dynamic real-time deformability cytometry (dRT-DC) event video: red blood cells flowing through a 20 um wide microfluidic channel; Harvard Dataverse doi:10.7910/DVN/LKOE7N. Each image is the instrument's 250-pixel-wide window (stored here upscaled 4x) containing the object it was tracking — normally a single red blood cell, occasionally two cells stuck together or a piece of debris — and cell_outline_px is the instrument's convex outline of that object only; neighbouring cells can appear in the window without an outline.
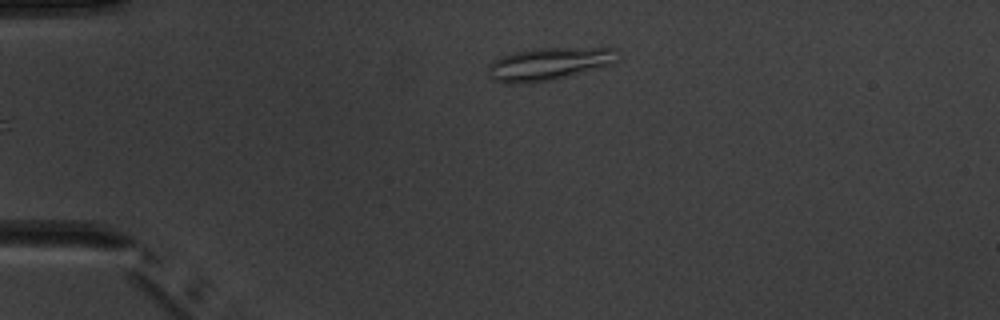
{"species": "common noctule bat (a hibernating species)", "species_latin": "Nyctalus noctula", "temperature_condition": "warm", "stored_images_in_passage": 5, "camera_frame_rate_fps": 3000, "um_per_image_px": 0.085, "animal": {"sex": "male", "body_mass_g": 20.1, "forearm_length_mm": 53.5}, "frame": {"image": 1, "passage_image": 5, "time_ms": 4.667, "image_size_px": [1000, 320], "cell_outline_px": [[616, 60], [612, 64], [548, 80], [528, 84], [508, 84], [492, 80], [488, 76], [488, 64], [492, 60], [500, 56], [516, 52], [536, 48], [616, 48]], "centroid_in_image_um": [46.54, 5.44], "position_along_channel_um": 38.5, "area_um2": 24.45}}